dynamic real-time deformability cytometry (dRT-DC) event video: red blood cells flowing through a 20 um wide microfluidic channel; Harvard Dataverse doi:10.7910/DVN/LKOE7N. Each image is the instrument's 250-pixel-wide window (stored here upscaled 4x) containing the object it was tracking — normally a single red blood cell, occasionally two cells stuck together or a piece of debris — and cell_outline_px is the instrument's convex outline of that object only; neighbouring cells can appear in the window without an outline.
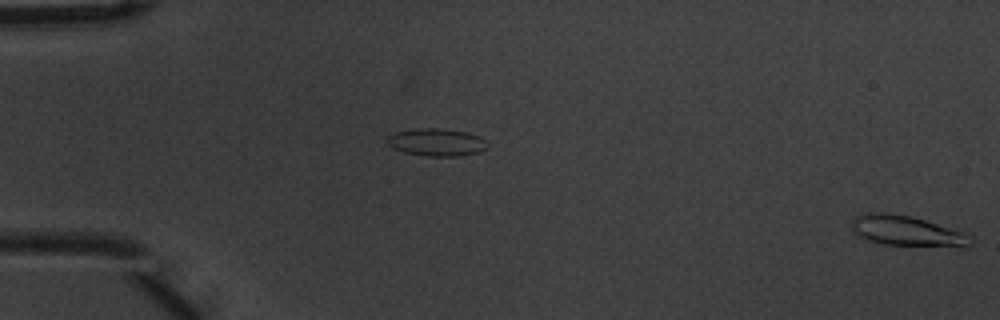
{"species": "common noctule bat (a hibernating species)", "species_latin": "Nyctalus noctula", "temperature_condition": "warm", "stored_images_in_passage": 4, "segment_of_instrument_passage": [2, 2], "camera_frame_rate_fps": 3000, "um_per_image_px": 0.085, "animal": {"sex": "male", "body_mass_g": 20.1, "forearm_length_mm": 53.5}, "frame": {"image": 1, "passage_image": 4, "time_ms": 1.0, "image_size_px": [1000, 320], "cell_outline_px": [[972, 244], [968, 248], [960, 248], [884, 244], [868, 240], [852, 232], [852, 216], [868, 212], [888, 212], [912, 216], [968, 232], [972, 236]], "centroid_in_image_um": [77.17, 19.64], "position_along_channel_um": 7.8, "area_um2": 21.91}}